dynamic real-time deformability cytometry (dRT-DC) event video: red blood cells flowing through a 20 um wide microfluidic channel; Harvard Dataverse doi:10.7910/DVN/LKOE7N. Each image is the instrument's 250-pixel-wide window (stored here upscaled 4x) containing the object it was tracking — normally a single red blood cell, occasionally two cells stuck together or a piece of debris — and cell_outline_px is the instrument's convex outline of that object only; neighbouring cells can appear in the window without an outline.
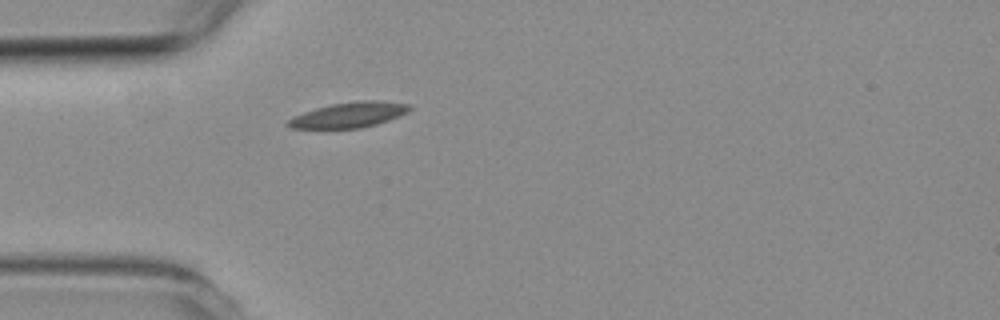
{"species": "common noctule bat (a hibernating species)", "species_latin": "Nyctalus noctula", "temperature_condition": "room temperature", "stored_images_in_passage": 1, "camera_frame_rate_fps": 3000, "um_per_image_px": 0.085, "animal": {"sex": "female", "body_mass_g": 19.3, "forearm_length_mm": 54.1}, "frame": {"image": 1, "passage_image": 1, "time_ms": 0.0, "image_size_px": [1000, 320], "cell_outline_px": [[412, 108], [408, 112], [388, 120], [376, 124], [360, 128], [292, 128], [284, 124], [292, 116], [316, 108], [332, 104], [360, 100], [376, 100], [412, 104]], "centroid_in_image_um": [29.67, 9.76], "position_along_channel_um": 55.3, "area_um2": 17.92}}